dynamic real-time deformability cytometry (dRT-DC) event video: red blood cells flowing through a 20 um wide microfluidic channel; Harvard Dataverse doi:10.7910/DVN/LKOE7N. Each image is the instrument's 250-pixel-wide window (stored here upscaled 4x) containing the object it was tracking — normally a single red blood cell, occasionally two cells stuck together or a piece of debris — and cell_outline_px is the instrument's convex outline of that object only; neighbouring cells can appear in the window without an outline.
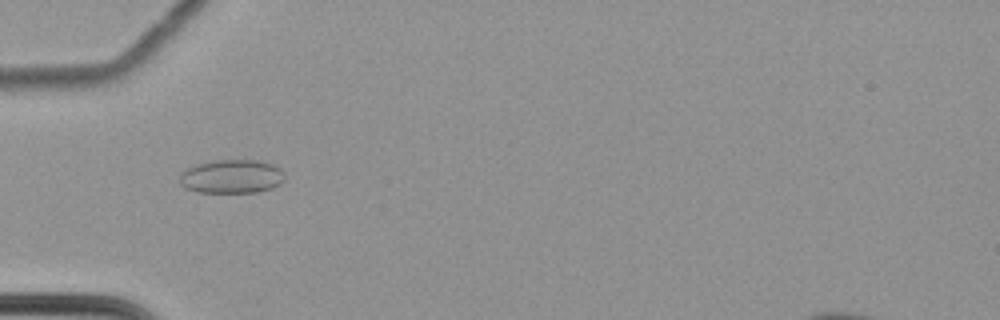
{"species": "common noctule bat (a hibernating species)", "species_latin": "Nyctalus noctula", "temperature_condition": "cold", "stored_images_in_passage": 55, "camera_frame_rate_fps": 3000, "um_per_image_px": 0.085, "animal": {"sex": "female", "body_mass_g": 22.7, "forearm_length_mm": 54.2}, "frame": {"image": 1, "passage_image": 16, "time_ms": 5.0, "image_size_px": [1000, 320], "cell_outline_px": [[284, 180], [280, 184], [272, 188], [256, 192], [200, 192], [184, 188], [180, 184], [180, 172], [184, 168], [196, 164], [212, 160], [256, 160], [272, 164], [280, 168], [284, 172]], "centroid_in_image_um": [19.67, 14.99], "position_along_channel_um": 65.3, "area_um2": 20.87}}
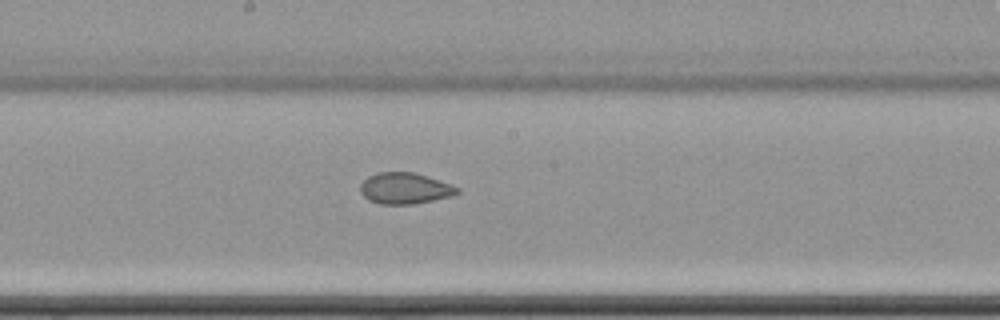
{"frame": {"image": 2, "passage_image": 29, "time_ms": 9.333, "image_size_px": [1000, 320], "cell_outline_px": [[460, 192], [452, 196], [412, 204], [380, 204], [368, 200], [360, 192], [360, 184], [368, 176], [376, 172], [412, 172], [460, 188]], "centroid_in_image_um": [34.36, 16.01], "position_along_channel_um": 213.8, "area_um2": 17.4}}
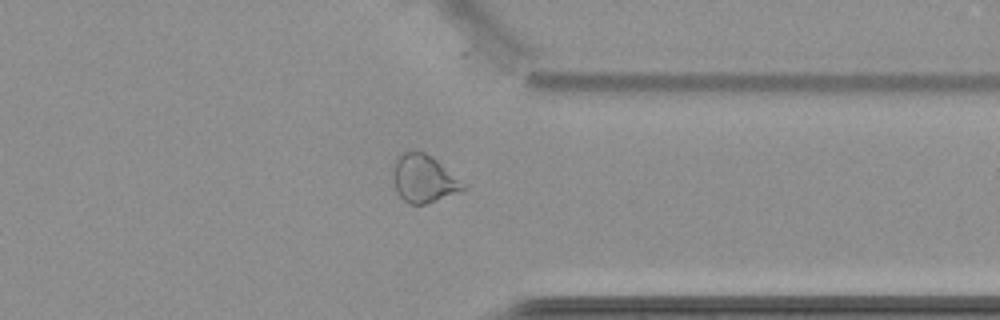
{"frame": {"image": 3, "passage_image": 43, "time_ms": 14.0, "image_size_px": [1000, 320], "cell_outline_px": [[468, 188], [460, 192], [424, 204], [412, 204], [404, 200], [396, 192], [392, 176], [392, 168], [396, 156], [404, 152], [424, 152], [432, 156], [468, 184]], "centroid_in_image_um": [36.04, 15.18], "position_along_channel_um": 375.4, "area_um2": 19.83}, "authors_computed_cell_mechanics": {"area_um2": 20.808, "velocity_mm_per_s": 3.5063, "shape_relaxation_time_tau1_ms": null, "shape_relaxation_time_tau2_ms": 2.2697, "deformation_change_tau1": null, "deformation_change_tau2": 0.0551}}